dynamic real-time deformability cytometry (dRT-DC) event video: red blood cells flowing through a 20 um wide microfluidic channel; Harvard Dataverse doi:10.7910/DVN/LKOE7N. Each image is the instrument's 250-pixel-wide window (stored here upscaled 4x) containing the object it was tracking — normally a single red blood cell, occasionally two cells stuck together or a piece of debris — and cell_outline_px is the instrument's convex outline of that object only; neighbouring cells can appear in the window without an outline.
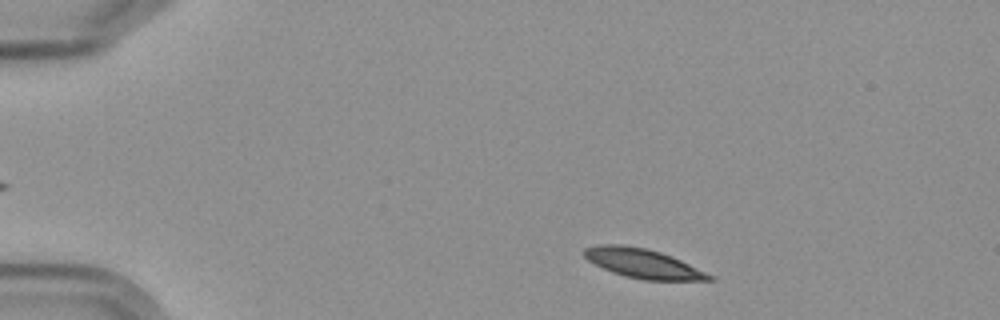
{"species": "Egyptian fruit bat (a non-hibernating species)", "species_latin": "Rousettus aegyptiacus", "temperature_condition": "cold", "stored_images_in_passage": 13, "camera_frame_rate_fps": 3000, "um_per_image_px": 0.085, "frame": {"image": 1, "passage_image": 1, "time_ms": 0.0, "image_size_px": [1000, 320], "cell_outline_px": [[716, 280], [644, 280], [624, 276], [612, 272], [588, 260], [580, 252], [584, 248], [596, 244], [620, 244], [648, 248], [672, 256], [716, 276]], "centroid_in_image_um": [54.66, 22.38], "position_along_channel_um": 30.3, "area_um2": 21.62}}
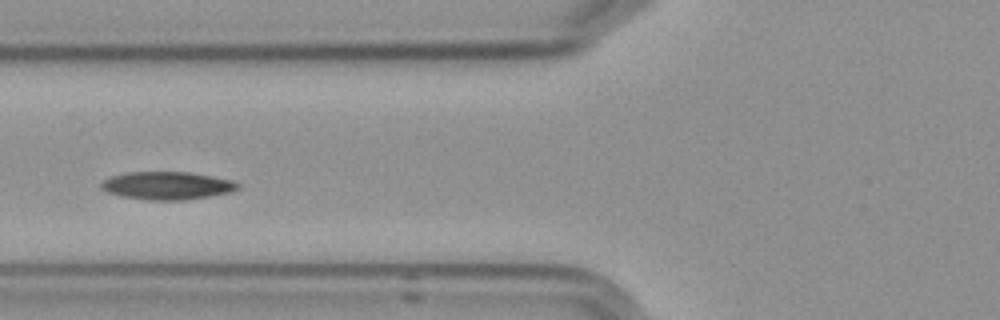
{"frame": {"image": 2, "passage_image": 4, "time_ms": 4.333, "image_size_px": [1000, 320], "cell_outline_px": [[240, 188], [232, 192], [184, 200], [148, 200], [124, 196], [108, 192], [100, 188], [100, 184], [104, 180], [112, 176], [128, 172], [188, 172], [212, 176], [232, 180], [240, 184]], "centroid_in_image_um": [14.24, 15.77], "position_along_channel_um": 111.6, "area_um2": 22.08}}
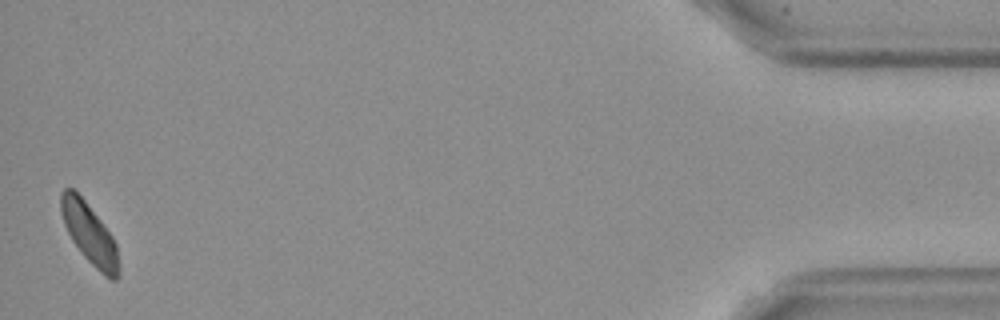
{"frame": {"image": 3, "passage_image": 13, "time_ms": 15.667, "image_size_px": [1000, 320], "cell_outline_px": [[120, 272], [116, 280], [108, 280], [84, 256], [72, 240], [64, 224], [60, 208], [60, 192], [64, 188], [72, 188], [84, 200], [100, 220], [112, 236], [116, 244], [120, 264]], "centroid_in_image_um": [7.62, 19.9], "position_along_channel_um": 427.6, "area_um2": 20.29}, "authors_computed_cell_mechanics": {"area_um2": 21.6172, "velocity_mm_per_s": 3.5199, "shape_relaxation_time_tau1_ms": 5.743, "shape_relaxation_time_tau2_ms": null, "deformation_change_tau1": 0.1013, "deformation_change_tau2": null}}